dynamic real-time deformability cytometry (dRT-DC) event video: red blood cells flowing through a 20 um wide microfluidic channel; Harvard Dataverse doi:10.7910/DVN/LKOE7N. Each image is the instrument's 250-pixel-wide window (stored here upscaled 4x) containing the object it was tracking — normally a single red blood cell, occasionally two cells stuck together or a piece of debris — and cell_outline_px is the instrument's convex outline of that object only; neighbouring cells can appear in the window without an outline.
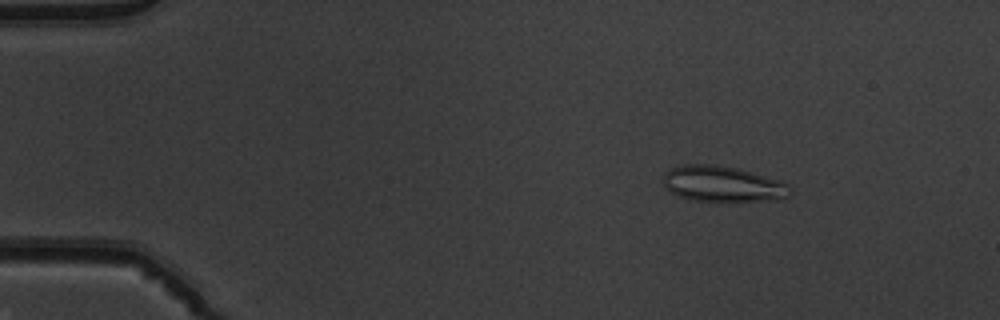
{"species": "common noctule bat (a hibernating species)", "species_latin": "Nyctalus noctula", "temperature_condition": "warm", "stored_images_in_passage": 51, "camera_frame_rate_fps": 3000, "um_per_image_px": 0.085, "animal": {"sex": "male", "body_mass_g": 19.5, "forearm_length_mm": 54.6}, "frame": {"image": 1, "passage_image": 8, "time_ms": 2.333, "image_size_px": [1000, 320], "cell_outline_px": [[792, 192], [788, 196], [776, 200], [692, 200], [680, 196], [664, 188], [664, 172], [680, 164], [708, 164], [736, 168], [784, 180], [792, 188]], "centroid_in_image_um": [61.46, 15.61], "position_along_channel_um": 23.5, "area_um2": 26.36}}
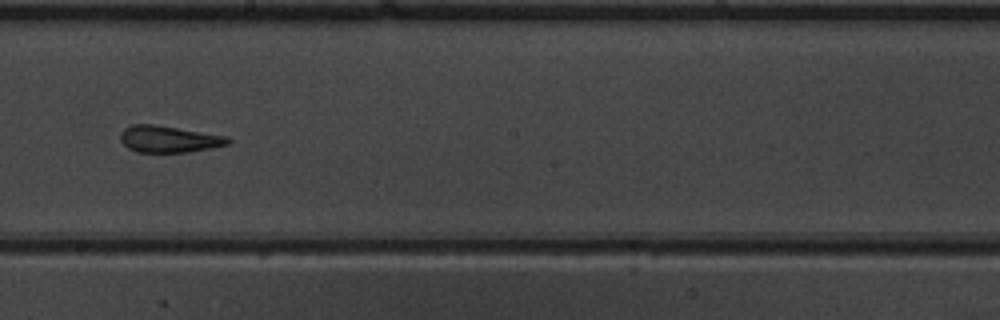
{"frame": {"image": 2, "passage_image": 30, "time_ms": 9.667, "image_size_px": [1000, 320], "cell_outline_px": [[232, 140], [228, 144], [212, 148], [188, 152], [136, 152], [128, 148], [120, 140], [120, 132], [124, 128], [132, 124], [152, 124], [228, 136]], "centroid_in_image_um": [14.34, 11.82], "position_along_channel_um": 233.9, "area_um2": 16.76}}
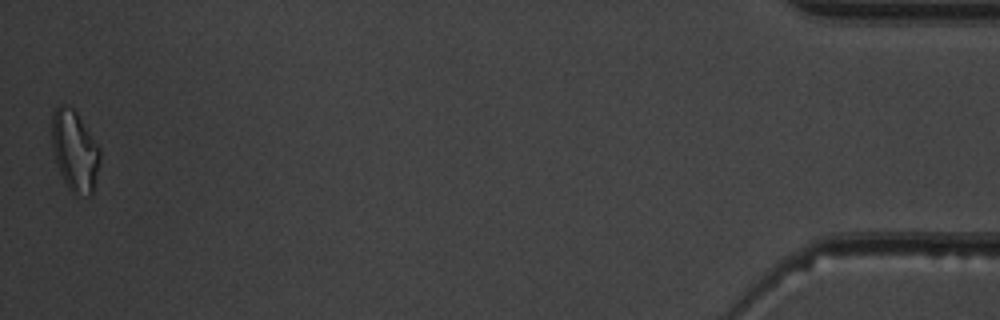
{"frame": {"image": 3, "passage_image": 51, "time_ms": 16.667, "image_size_px": [1000, 320], "cell_outline_px": [[100, 160], [92, 196], [88, 196], [72, 192], [68, 188], [60, 172], [56, 160], [52, 144], [52, 112], [60, 104], [64, 104], [72, 108], [76, 112], [100, 148]], "centroid_in_image_um": [6.36, 12.82], "position_along_channel_um": 428.8, "area_um2": 22.37}, "authors_computed_cell_mechanics": {"area_um2": 18.2648, "velocity_mm_per_s": 4.0234, "shape_relaxation_time_tau1_ms": null, "shape_relaxation_time_tau2_ms": 1.2672, "deformation_change_tau1": null, "deformation_change_tau2": 0.1163}}